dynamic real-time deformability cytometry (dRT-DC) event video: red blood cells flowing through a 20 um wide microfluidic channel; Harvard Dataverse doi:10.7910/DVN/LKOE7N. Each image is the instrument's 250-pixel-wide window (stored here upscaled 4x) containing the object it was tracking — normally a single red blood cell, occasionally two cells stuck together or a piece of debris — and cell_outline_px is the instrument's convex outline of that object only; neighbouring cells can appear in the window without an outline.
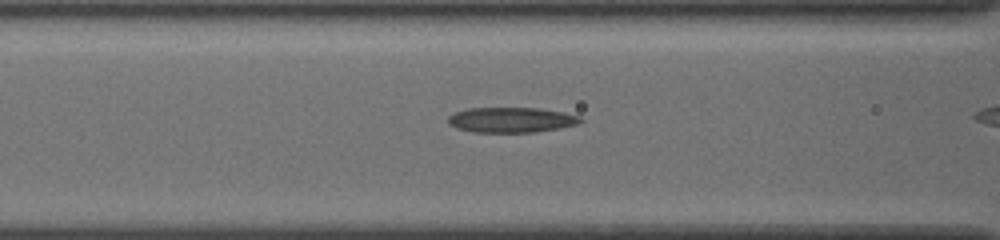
{"species": "common noctule bat (a hibernating species)", "species_latin": "Nyctalus noctula", "temperature_condition": "cold", "stored_images_in_passage": 43, "camera_frame_rate_fps": 3000, "um_per_image_px": 0.085, "animal": {"sex": "female", "body_mass_g": 19.5, "forearm_length_mm": 54.1}, "frame": {"image": 1, "passage_image": 22, "time_ms": 7.0, "image_size_px": [1000, 240], "cell_outline_px": [[584, 120], [576, 124], [536, 132], [472, 132], [456, 128], [448, 124], [448, 116], [452, 112], [468, 108], [536, 108], [564, 112], [580, 116]], "centroid_in_image_um": [43.4, 10.18], "position_along_channel_um": 123.2, "area_um2": 19.48}}
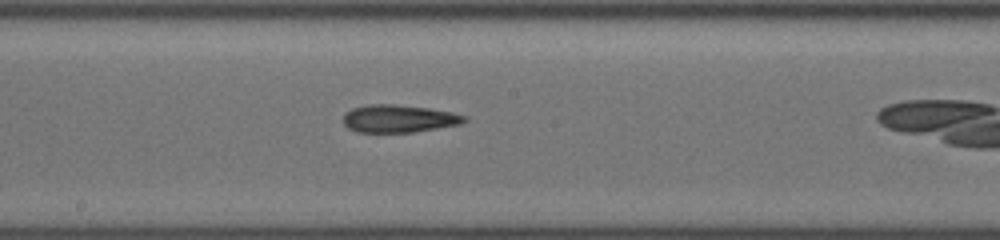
{"frame": {"image": 2, "passage_image": 29, "time_ms": 9.333, "image_size_px": [1000, 240], "cell_outline_px": [[468, 120], [460, 124], [412, 132], [356, 132], [348, 128], [344, 124], [344, 112], [352, 108], [368, 104], [396, 104], [428, 108], [452, 112], [468, 116]], "centroid_in_image_um": [33.89, 10.07], "position_along_channel_um": 214.3, "area_um2": 19.59}}
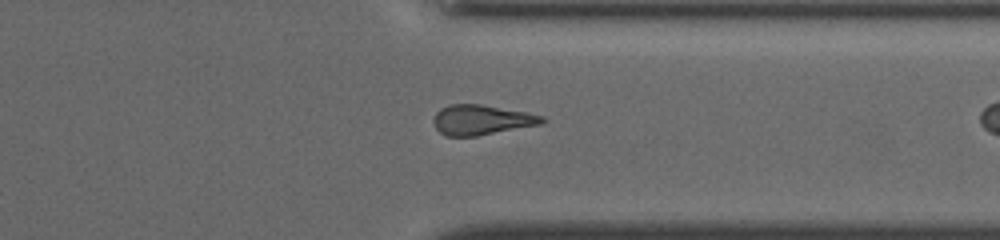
{"frame": {"image": 3, "passage_image": 41, "time_ms": 13.333, "image_size_px": [1000, 240], "cell_outline_px": [[548, 120], [540, 124], [476, 136], [444, 136], [436, 128], [432, 120], [436, 112], [440, 108], [448, 104], [480, 104], [524, 112], [544, 116]], "centroid_in_image_um": [40.89, 10.19], "position_along_channel_um": 370.5, "area_um2": 18.9}}